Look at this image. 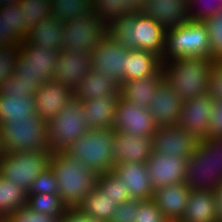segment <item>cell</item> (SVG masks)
I'll return each mask as SVG.
<instances>
[{"label":"cell","mask_w":222,"mask_h":222,"mask_svg":"<svg viewBox=\"0 0 222 222\" xmlns=\"http://www.w3.org/2000/svg\"><path fill=\"white\" fill-rule=\"evenodd\" d=\"M216 61L206 57H179L163 62V76L183 101L208 93L209 75Z\"/></svg>","instance_id":"3957f363"},{"label":"cell","mask_w":222,"mask_h":222,"mask_svg":"<svg viewBox=\"0 0 222 222\" xmlns=\"http://www.w3.org/2000/svg\"><path fill=\"white\" fill-rule=\"evenodd\" d=\"M73 96V90L54 80L43 82L35 93L36 114L48 122L52 120Z\"/></svg>","instance_id":"7402d4cb"},{"label":"cell","mask_w":222,"mask_h":222,"mask_svg":"<svg viewBox=\"0 0 222 222\" xmlns=\"http://www.w3.org/2000/svg\"><path fill=\"white\" fill-rule=\"evenodd\" d=\"M42 83V80H20L19 77L13 73L12 77L1 84L0 93L8 96L34 97L37 88H40Z\"/></svg>","instance_id":"74e56055"},{"label":"cell","mask_w":222,"mask_h":222,"mask_svg":"<svg viewBox=\"0 0 222 222\" xmlns=\"http://www.w3.org/2000/svg\"><path fill=\"white\" fill-rule=\"evenodd\" d=\"M36 113L35 97L8 96L0 93V123L27 120Z\"/></svg>","instance_id":"f546056e"},{"label":"cell","mask_w":222,"mask_h":222,"mask_svg":"<svg viewBox=\"0 0 222 222\" xmlns=\"http://www.w3.org/2000/svg\"><path fill=\"white\" fill-rule=\"evenodd\" d=\"M107 35L108 25L96 15H79L76 19L64 22L60 50L91 53Z\"/></svg>","instance_id":"30bf717a"},{"label":"cell","mask_w":222,"mask_h":222,"mask_svg":"<svg viewBox=\"0 0 222 222\" xmlns=\"http://www.w3.org/2000/svg\"><path fill=\"white\" fill-rule=\"evenodd\" d=\"M212 113L209 120L208 137L222 138V102L213 99Z\"/></svg>","instance_id":"c3c4849f"},{"label":"cell","mask_w":222,"mask_h":222,"mask_svg":"<svg viewBox=\"0 0 222 222\" xmlns=\"http://www.w3.org/2000/svg\"><path fill=\"white\" fill-rule=\"evenodd\" d=\"M49 166L57 180L58 194L68 209L76 208L96 188L99 174L65 152H52Z\"/></svg>","instance_id":"7a4b0ae2"},{"label":"cell","mask_w":222,"mask_h":222,"mask_svg":"<svg viewBox=\"0 0 222 222\" xmlns=\"http://www.w3.org/2000/svg\"><path fill=\"white\" fill-rule=\"evenodd\" d=\"M1 13H6V23L8 35L18 44L25 40L27 30L22 8L19 3H14L0 7Z\"/></svg>","instance_id":"e575fe53"},{"label":"cell","mask_w":222,"mask_h":222,"mask_svg":"<svg viewBox=\"0 0 222 222\" xmlns=\"http://www.w3.org/2000/svg\"><path fill=\"white\" fill-rule=\"evenodd\" d=\"M96 188L101 194H106L110 197L117 205L130 200L129 193L125 190L123 181L112 171L99 174Z\"/></svg>","instance_id":"d590c367"},{"label":"cell","mask_w":222,"mask_h":222,"mask_svg":"<svg viewBox=\"0 0 222 222\" xmlns=\"http://www.w3.org/2000/svg\"><path fill=\"white\" fill-rule=\"evenodd\" d=\"M51 151L5 152L0 159V176L28 192L36 177L49 166Z\"/></svg>","instance_id":"ba28073f"},{"label":"cell","mask_w":222,"mask_h":222,"mask_svg":"<svg viewBox=\"0 0 222 222\" xmlns=\"http://www.w3.org/2000/svg\"><path fill=\"white\" fill-rule=\"evenodd\" d=\"M209 34L211 59L222 62V13L204 20Z\"/></svg>","instance_id":"ab89813d"},{"label":"cell","mask_w":222,"mask_h":222,"mask_svg":"<svg viewBox=\"0 0 222 222\" xmlns=\"http://www.w3.org/2000/svg\"><path fill=\"white\" fill-rule=\"evenodd\" d=\"M91 70L90 53L69 49L59 50L53 80L74 90Z\"/></svg>","instance_id":"2e32d148"},{"label":"cell","mask_w":222,"mask_h":222,"mask_svg":"<svg viewBox=\"0 0 222 222\" xmlns=\"http://www.w3.org/2000/svg\"><path fill=\"white\" fill-rule=\"evenodd\" d=\"M157 127L149 108L136 105L119 97L113 130L133 136H149L152 138Z\"/></svg>","instance_id":"4fadbf2b"},{"label":"cell","mask_w":222,"mask_h":222,"mask_svg":"<svg viewBox=\"0 0 222 222\" xmlns=\"http://www.w3.org/2000/svg\"><path fill=\"white\" fill-rule=\"evenodd\" d=\"M52 17L66 22L79 15H95L94 0H50Z\"/></svg>","instance_id":"1f68e13d"},{"label":"cell","mask_w":222,"mask_h":222,"mask_svg":"<svg viewBox=\"0 0 222 222\" xmlns=\"http://www.w3.org/2000/svg\"><path fill=\"white\" fill-rule=\"evenodd\" d=\"M164 27L142 13H129L108 25V35L127 49L145 50L162 58L165 47Z\"/></svg>","instance_id":"6da1fadb"},{"label":"cell","mask_w":222,"mask_h":222,"mask_svg":"<svg viewBox=\"0 0 222 222\" xmlns=\"http://www.w3.org/2000/svg\"><path fill=\"white\" fill-rule=\"evenodd\" d=\"M119 97L120 95H108L83 102L81 117L90 129L113 130Z\"/></svg>","instance_id":"cb8c5ba5"},{"label":"cell","mask_w":222,"mask_h":222,"mask_svg":"<svg viewBox=\"0 0 222 222\" xmlns=\"http://www.w3.org/2000/svg\"><path fill=\"white\" fill-rule=\"evenodd\" d=\"M15 45L18 44L8 35L6 13L0 12V48H7Z\"/></svg>","instance_id":"f907efd6"},{"label":"cell","mask_w":222,"mask_h":222,"mask_svg":"<svg viewBox=\"0 0 222 222\" xmlns=\"http://www.w3.org/2000/svg\"><path fill=\"white\" fill-rule=\"evenodd\" d=\"M181 220L183 222H218L214 191L191 190Z\"/></svg>","instance_id":"d4e9b609"},{"label":"cell","mask_w":222,"mask_h":222,"mask_svg":"<svg viewBox=\"0 0 222 222\" xmlns=\"http://www.w3.org/2000/svg\"><path fill=\"white\" fill-rule=\"evenodd\" d=\"M140 13L153 18L165 31L176 29L189 21L187 0H146Z\"/></svg>","instance_id":"ac0fdd59"},{"label":"cell","mask_w":222,"mask_h":222,"mask_svg":"<svg viewBox=\"0 0 222 222\" xmlns=\"http://www.w3.org/2000/svg\"><path fill=\"white\" fill-rule=\"evenodd\" d=\"M1 140L5 152L50 151L47 122L34 113L27 120L0 123Z\"/></svg>","instance_id":"8992f818"},{"label":"cell","mask_w":222,"mask_h":222,"mask_svg":"<svg viewBox=\"0 0 222 222\" xmlns=\"http://www.w3.org/2000/svg\"><path fill=\"white\" fill-rule=\"evenodd\" d=\"M151 74H163L161 58L145 50L128 49L125 81L141 79Z\"/></svg>","instance_id":"83f0119b"},{"label":"cell","mask_w":222,"mask_h":222,"mask_svg":"<svg viewBox=\"0 0 222 222\" xmlns=\"http://www.w3.org/2000/svg\"><path fill=\"white\" fill-rule=\"evenodd\" d=\"M139 199H130L118 205L109 222H134Z\"/></svg>","instance_id":"bcb514c9"},{"label":"cell","mask_w":222,"mask_h":222,"mask_svg":"<svg viewBox=\"0 0 222 222\" xmlns=\"http://www.w3.org/2000/svg\"><path fill=\"white\" fill-rule=\"evenodd\" d=\"M189 20L204 21L222 12V0H187Z\"/></svg>","instance_id":"f35d334b"},{"label":"cell","mask_w":222,"mask_h":222,"mask_svg":"<svg viewBox=\"0 0 222 222\" xmlns=\"http://www.w3.org/2000/svg\"><path fill=\"white\" fill-rule=\"evenodd\" d=\"M27 206L36 212L59 218L68 210L59 194L27 195Z\"/></svg>","instance_id":"836d02e7"},{"label":"cell","mask_w":222,"mask_h":222,"mask_svg":"<svg viewBox=\"0 0 222 222\" xmlns=\"http://www.w3.org/2000/svg\"><path fill=\"white\" fill-rule=\"evenodd\" d=\"M27 205V192L0 176V220Z\"/></svg>","instance_id":"d6a6232c"},{"label":"cell","mask_w":222,"mask_h":222,"mask_svg":"<svg viewBox=\"0 0 222 222\" xmlns=\"http://www.w3.org/2000/svg\"><path fill=\"white\" fill-rule=\"evenodd\" d=\"M166 222H183L182 220L166 221Z\"/></svg>","instance_id":"6f0895ef"},{"label":"cell","mask_w":222,"mask_h":222,"mask_svg":"<svg viewBox=\"0 0 222 222\" xmlns=\"http://www.w3.org/2000/svg\"><path fill=\"white\" fill-rule=\"evenodd\" d=\"M146 0H126V13H140L144 6Z\"/></svg>","instance_id":"f5cc1de1"},{"label":"cell","mask_w":222,"mask_h":222,"mask_svg":"<svg viewBox=\"0 0 222 222\" xmlns=\"http://www.w3.org/2000/svg\"><path fill=\"white\" fill-rule=\"evenodd\" d=\"M95 15L109 25L117 17L126 15V0H94Z\"/></svg>","instance_id":"60d3db41"},{"label":"cell","mask_w":222,"mask_h":222,"mask_svg":"<svg viewBox=\"0 0 222 222\" xmlns=\"http://www.w3.org/2000/svg\"><path fill=\"white\" fill-rule=\"evenodd\" d=\"M59 189L56 177L50 166L44 169L32 182L27 195L58 194Z\"/></svg>","instance_id":"b9f144b4"},{"label":"cell","mask_w":222,"mask_h":222,"mask_svg":"<svg viewBox=\"0 0 222 222\" xmlns=\"http://www.w3.org/2000/svg\"><path fill=\"white\" fill-rule=\"evenodd\" d=\"M4 154H5V150L3 147V142L1 140V132H0V159L4 156Z\"/></svg>","instance_id":"9f6ffc18"},{"label":"cell","mask_w":222,"mask_h":222,"mask_svg":"<svg viewBox=\"0 0 222 222\" xmlns=\"http://www.w3.org/2000/svg\"><path fill=\"white\" fill-rule=\"evenodd\" d=\"M134 222H166V220L152 200H142L136 209Z\"/></svg>","instance_id":"f6af8a7d"},{"label":"cell","mask_w":222,"mask_h":222,"mask_svg":"<svg viewBox=\"0 0 222 222\" xmlns=\"http://www.w3.org/2000/svg\"><path fill=\"white\" fill-rule=\"evenodd\" d=\"M113 147L114 165L126 162L146 163L152 154V138L114 130Z\"/></svg>","instance_id":"d6986e66"},{"label":"cell","mask_w":222,"mask_h":222,"mask_svg":"<svg viewBox=\"0 0 222 222\" xmlns=\"http://www.w3.org/2000/svg\"><path fill=\"white\" fill-rule=\"evenodd\" d=\"M216 197V206L218 210L219 220L218 222H222V184L214 191Z\"/></svg>","instance_id":"db71d44e"},{"label":"cell","mask_w":222,"mask_h":222,"mask_svg":"<svg viewBox=\"0 0 222 222\" xmlns=\"http://www.w3.org/2000/svg\"><path fill=\"white\" fill-rule=\"evenodd\" d=\"M199 139L179 125L158 126L152 136V152L186 157L195 152Z\"/></svg>","instance_id":"5bb4252c"},{"label":"cell","mask_w":222,"mask_h":222,"mask_svg":"<svg viewBox=\"0 0 222 222\" xmlns=\"http://www.w3.org/2000/svg\"><path fill=\"white\" fill-rule=\"evenodd\" d=\"M125 185L130 199L151 200L154 189L148 176L147 166L140 162L114 165L112 170Z\"/></svg>","instance_id":"ffe728a7"},{"label":"cell","mask_w":222,"mask_h":222,"mask_svg":"<svg viewBox=\"0 0 222 222\" xmlns=\"http://www.w3.org/2000/svg\"><path fill=\"white\" fill-rule=\"evenodd\" d=\"M19 46L0 48V86L12 77L18 62Z\"/></svg>","instance_id":"ee69618b"},{"label":"cell","mask_w":222,"mask_h":222,"mask_svg":"<svg viewBox=\"0 0 222 222\" xmlns=\"http://www.w3.org/2000/svg\"><path fill=\"white\" fill-rule=\"evenodd\" d=\"M128 49L107 35L90 53L91 69L98 75L111 76L119 85L125 82Z\"/></svg>","instance_id":"7c38bea8"},{"label":"cell","mask_w":222,"mask_h":222,"mask_svg":"<svg viewBox=\"0 0 222 222\" xmlns=\"http://www.w3.org/2000/svg\"><path fill=\"white\" fill-rule=\"evenodd\" d=\"M214 149H216L217 162V184H222V138L214 139Z\"/></svg>","instance_id":"816d5d0a"},{"label":"cell","mask_w":222,"mask_h":222,"mask_svg":"<svg viewBox=\"0 0 222 222\" xmlns=\"http://www.w3.org/2000/svg\"><path fill=\"white\" fill-rule=\"evenodd\" d=\"M151 186L155 190L162 186L184 183L187 158L152 152L145 163Z\"/></svg>","instance_id":"9a60e30c"},{"label":"cell","mask_w":222,"mask_h":222,"mask_svg":"<svg viewBox=\"0 0 222 222\" xmlns=\"http://www.w3.org/2000/svg\"><path fill=\"white\" fill-rule=\"evenodd\" d=\"M179 57L211 59L209 34L204 21L189 20L176 29L166 31L161 61Z\"/></svg>","instance_id":"5b68a950"},{"label":"cell","mask_w":222,"mask_h":222,"mask_svg":"<svg viewBox=\"0 0 222 222\" xmlns=\"http://www.w3.org/2000/svg\"><path fill=\"white\" fill-rule=\"evenodd\" d=\"M208 94L222 102V62H215L210 70Z\"/></svg>","instance_id":"7dc6e473"},{"label":"cell","mask_w":222,"mask_h":222,"mask_svg":"<svg viewBox=\"0 0 222 222\" xmlns=\"http://www.w3.org/2000/svg\"><path fill=\"white\" fill-rule=\"evenodd\" d=\"M25 19L26 30L38 25L42 20L52 17L50 0H21L19 2Z\"/></svg>","instance_id":"8d00e7d4"},{"label":"cell","mask_w":222,"mask_h":222,"mask_svg":"<svg viewBox=\"0 0 222 222\" xmlns=\"http://www.w3.org/2000/svg\"><path fill=\"white\" fill-rule=\"evenodd\" d=\"M191 189L185 183L162 186L153 191L152 201L166 221L181 220Z\"/></svg>","instance_id":"603a6c76"},{"label":"cell","mask_w":222,"mask_h":222,"mask_svg":"<svg viewBox=\"0 0 222 222\" xmlns=\"http://www.w3.org/2000/svg\"><path fill=\"white\" fill-rule=\"evenodd\" d=\"M18 46V62L14 73L19 79L52 81L58 50H46L34 45L20 44Z\"/></svg>","instance_id":"8fae6325"},{"label":"cell","mask_w":222,"mask_h":222,"mask_svg":"<svg viewBox=\"0 0 222 222\" xmlns=\"http://www.w3.org/2000/svg\"><path fill=\"white\" fill-rule=\"evenodd\" d=\"M21 0H0V7L6 6L14 3H19Z\"/></svg>","instance_id":"11a10c76"},{"label":"cell","mask_w":222,"mask_h":222,"mask_svg":"<svg viewBox=\"0 0 222 222\" xmlns=\"http://www.w3.org/2000/svg\"><path fill=\"white\" fill-rule=\"evenodd\" d=\"M58 222H99L96 219L82 214L76 208H69L60 218Z\"/></svg>","instance_id":"681fc988"},{"label":"cell","mask_w":222,"mask_h":222,"mask_svg":"<svg viewBox=\"0 0 222 222\" xmlns=\"http://www.w3.org/2000/svg\"><path fill=\"white\" fill-rule=\"evenodd\" d=\"M114 130L90 129L65 151L75 161L104 174L114 168Z\"/></svg>","instance_id":"277c9868"},{"label":"cell","mask_w":222,"mask_h":222,"mask_svg":"<svg viewBox=\"0 0 222 222\" xmlns=\"http://www.w3.org/2000/svg\"><path fill=\"white\" fill-rule=\"evenodd\" d=\"M213 99L208 93L183 101L178 125L198 139L208 137Z\"/></svg>","instance_id":"e0dca14e"},{"label":"cell","mask_w":222,"mask_h":222,"mask_svg":"<svg viewBox=\"0 0 222 222\" xmlns=\"http://www.w3.org/2000/svg\"><path fill=\"white\" fill-rule=\"evenodd\" d=\"M117 206L110 197L106 194H101V192L95 188L86 195L85 199L76 209L99 222H109Z\"/></svg>","instance_id":"4dcf8cb0"},{"label":"cell","mask_w":222,"mask_h":222,"mask_svg":"<svg viewBox=\"0 0 222 222\" xmlns=\"http://www.w3.org/2000/svg\"><path fill=\"white\" fill-rule=\"evenodd\" d=\"M120 85L111 76L98 75L91 70L74 88L73 95L82 102L108 95H120Z\"/></svg>","instance_id":"4316f807"},{"label":"cell","mask_w":222,"mask_h":222,"mask_svg":"<svg viewBox=\"0 0 222 222\" xmlns=\"http://www.w3.org/2000/svg\"><path fill=\"white\" fill-rule=\"evenodd\" d=\"M163 80V74H151L141 79L122 82L119 89L120 97L136 105L149 108L157 87Z\"/></svg>","instance_id":"484cf974"},{"label":"cell","mask_w":222,"mask_h":222,"mask_svg":"<svg viewBox=\"0 0 222 222\" xmlns=\"http://www.w3.org/2000/svg\"><path fill=\"white\" fill-rule=\"evenodd\" d=\"M183 100L163 80L157 87L149 112L157 126L178 125Z\"/></svg>","instance_id":"44dd1931"},{"label":"cell","mask_w":222,"mask_h":222,"mask_svg":"<svg viewBox=\"0 0 222 222\" xmlns=\"http://www.w3.org/2000/svg\"><path fill=\"white\" fill-rule=\"evenodd\" d=\"M184 183L191 190L215 191L219 187L214 138L199 139L195 152L187 159Z\"/></svg>","instance_id":"9c48e42d"},{"label":"cell","mask_w":222,"mask_h":222,"mask_svg":"<svg viewBox=\"0 0 222 222\" xmlns=\"http://www.w3.org/2000/svg\"><path fill=\"white\" fill-rule=\"evenodd\" d=\"M84 104L74 95L64 108L47 122L48 149L51 152H65L82 135L89 132V126L81 117Z\"/></svg>","instance_id":"52a82bcc"},{"label":"cell","mask_w":222,"mask_h":222,"mask_svg":"<svg viewBox=\"0 0 222 222\" xmlns=\"http://www.w3.org/2000/svg\"><path fill=\"white\" fill-rule=\"evenodd\" d=\"M3 222H58V216H52L32 210L25 205L8 214Z\"/></svg>","instance_id":"7bdbcfd3"},{"label":"cell","mask_w":222,"mask_h":222,"mask_svg":"<svg viewBox=\"0 0 222 222\" xmlns=\"http://www.w3.org/2000/svg\"><path fill=\"white\" fill-rule=\"evenodd\" d=\"M64 22L54 17L42 20L34 28L27 31L23 45H34L46 50H60V37Z\"/></svg>","instance_id":"f1b7e54d"}]
</instances>
